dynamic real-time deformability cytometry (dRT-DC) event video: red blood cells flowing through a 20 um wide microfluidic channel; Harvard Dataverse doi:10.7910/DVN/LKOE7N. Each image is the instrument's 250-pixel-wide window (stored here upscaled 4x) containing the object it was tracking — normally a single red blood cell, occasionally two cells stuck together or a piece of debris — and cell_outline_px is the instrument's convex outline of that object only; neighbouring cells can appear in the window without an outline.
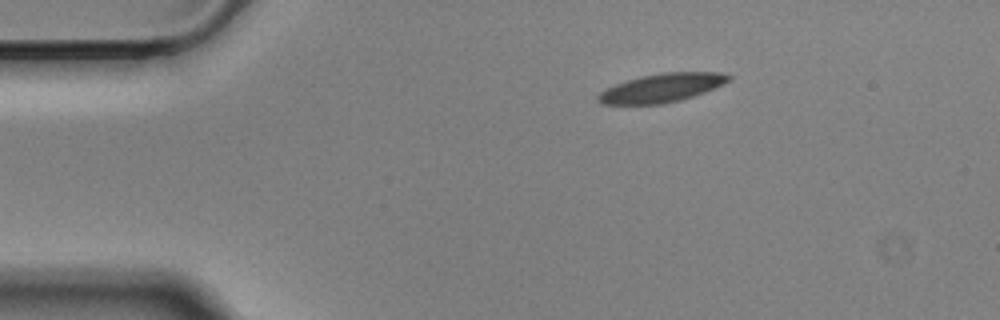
{"species": "Egyptian fruit bat (a non-hibernating species)", "species_latin": "Rousettus aegyptiacus", "temperature_condition": "cold", "stored_images_in_passage": 48, "camera_frame_rate_fps": 3000, "um_per_image_px": 0.085, "animal": {"sex": "male"}, "frame": {"image": 1, "passage_image": 1, "time_ms": 0.0, "image_size_px": [1000, 320], "cell_outline_px": [[732, 76], [724, 84], [704, 92], [680, 100], [660, 104], [600, 104], [596, 100], [596, 96], [600, 92], [616, 84], [640, 76], [664, 72], [720, 72]], "centroid_in_image_um": [56.23, 7.47], "position_along_channel_um": 28.8, "area_um2": 21.62}}
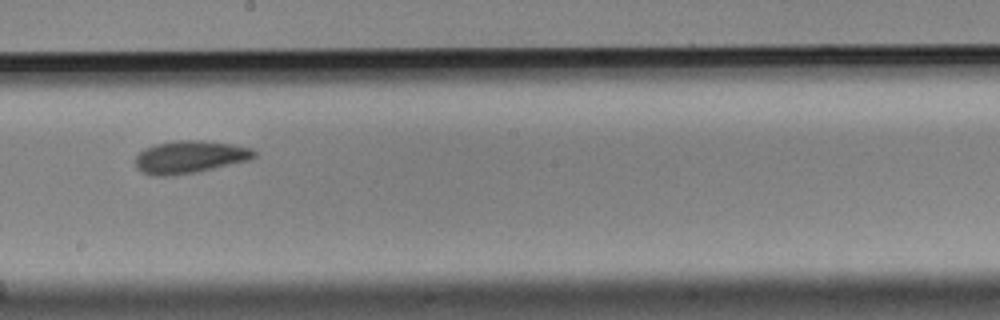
{"frame": {"image": 2, "passage_image": 23, "time_ms": 7.333, "image_size_px": [1000, 320], "cell_outline_px": [[256, 156], [252, 160], [200, 172], [176, 176], [152, 176], [140, 172], [136, 168], [136, 156], [144, 148], [156, 144], [180, 140], [200, 140], [232, 144], [252, 148], [256, 152]], "centroid_in_image_um": [16.16, 13.37], "position_along_channel_um": 232.0, "area_um2": 23.06}}
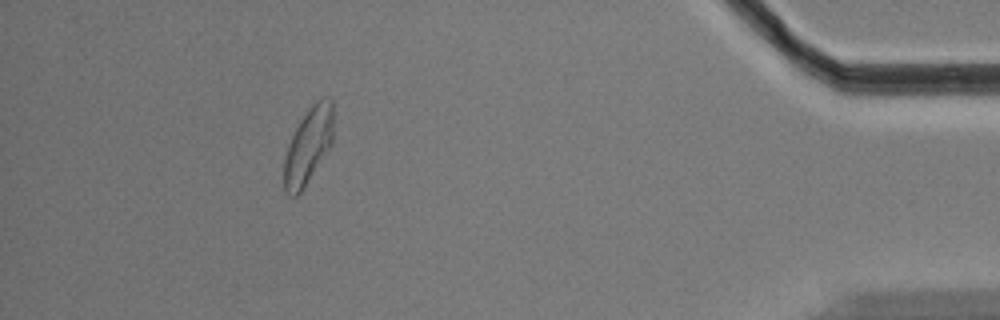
{"frame": {"image": 3, "passage_image": 43, "time_ms": 14.0, "image_size_px": [1000, 320], "cell_outline_px": [[332, 144], [304, 188], [296, 196], [288, 196], [284, 192], [284, 160], [288, 144], [300, 120], [312, 104], [316, 100], [324, 96], [328, 96], [332, 100]], "centroid_in_image_um": [26.19, 12.4], "position_along_channel_um": 409.0, "area_um2": 21.85}, "authors_computed_cell_mechanics": {"area_um2": 21.964, "velocity_mm_per_s": 3.494, "shape_relaxation_time_tau1_ms": 7.3052, "shape_relaxation_time_tau2_ms": 5.2529, "deformation_change_tau1": 0.1472, "deformation_change_tau2": 0.1079}}